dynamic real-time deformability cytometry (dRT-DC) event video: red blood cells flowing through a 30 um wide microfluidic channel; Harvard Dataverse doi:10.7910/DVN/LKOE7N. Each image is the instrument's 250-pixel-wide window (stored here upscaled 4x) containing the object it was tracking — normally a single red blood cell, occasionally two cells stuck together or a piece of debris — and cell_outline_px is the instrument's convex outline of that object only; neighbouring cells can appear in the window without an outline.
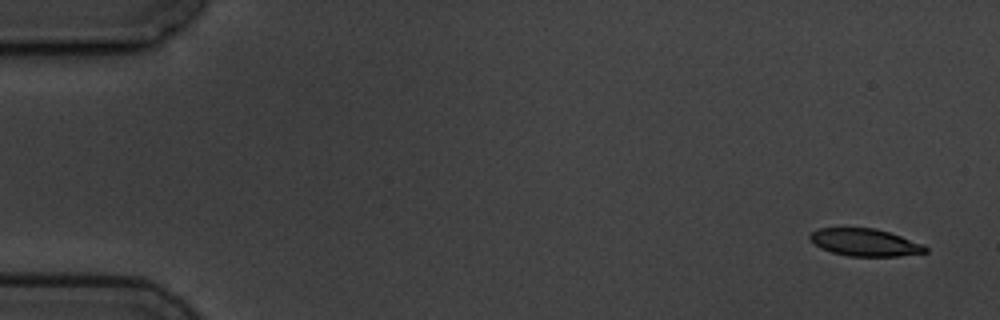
{"species": "common noctule bat (a hibernating species)", "species_latin": "Nyctalus noctula", "temperature_condition": "cold", "stored_images_in_passage": 14, "camera_frame_rate_fps": 3000, "um_per_image_px": 0.085, "animal": {"sex": "male", "body_mass_g": 19.5, "forearm_length_mm": 54.6}, "frame": {"image": 1, "passage_image": 1, "time_ms": 0.0, "image_size_px": [1000, 320], "cell_outline_px": [[928, 252], [900, 256], [848, 256], [832, 252], [820, 248], [808, 236], [812, 232], [820, 228], [876, 228], [924, 244], [928, 248]], "centroid_in_image_um": [73.55, 20.61], "position_along_channel_um": 11.4, "area_um2": 18.32}}
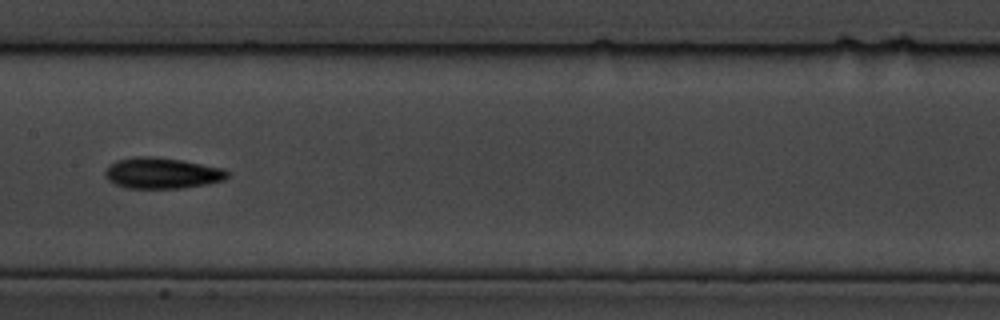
{"frame": {"image": 2, "passage_image": 7, "time_ms": 8.667, "image_size_px": [1000, 320], "cell_outline_px": [[228, 176], [224, 180], [184, 188], [128, 188], [116, 184], [108, 180], [104, 176], [104, 172], [116, 160], [136, 156], [156, 156], [180, 160], [224, 168], [228, 172]], "centroid_in_image_um": [13.76, 14.71], "position_along_channel_um": 193.6, "area_um2": 21.96}}
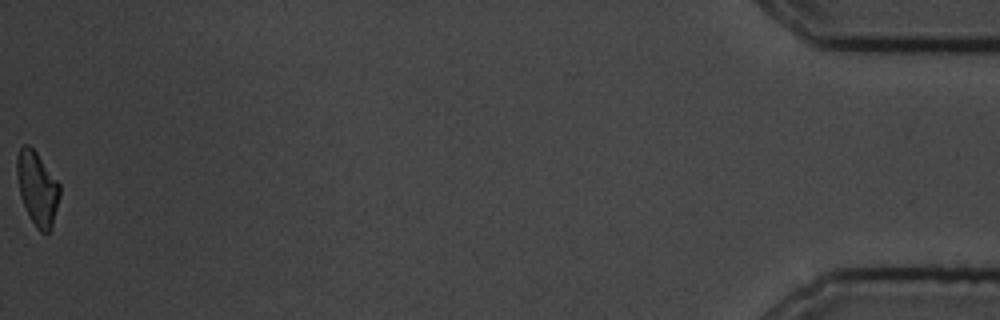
{"frame": {"image": 3, "passage_image": 14, "time_ms": 18.0, "image_size_px": [1000, 320], "cell_outline_px": [[60, 196], [52, 228], [48, 232], [40, 232], [36, 228], [20, 196], [16, 176], [16, 156], [20, 148], [24, 144], [28, 144], [36, 152], [60, 184]], "centroid_in_image_um": [3.17, 16.0], "position_along_channel_um": 432.0, "area_um2": 18.38}, "authors_computed_cell_mechanics": {"area_um2": 20.1722, "velocity_mm_per_s": 3.5851, "shape_relaxation_time_tau1_ms": 5.4712, "shape_relaxation_time_tau2_ms": null, "deformation_change_tau1": 0.1657, "deformation_change_tau2": null}}